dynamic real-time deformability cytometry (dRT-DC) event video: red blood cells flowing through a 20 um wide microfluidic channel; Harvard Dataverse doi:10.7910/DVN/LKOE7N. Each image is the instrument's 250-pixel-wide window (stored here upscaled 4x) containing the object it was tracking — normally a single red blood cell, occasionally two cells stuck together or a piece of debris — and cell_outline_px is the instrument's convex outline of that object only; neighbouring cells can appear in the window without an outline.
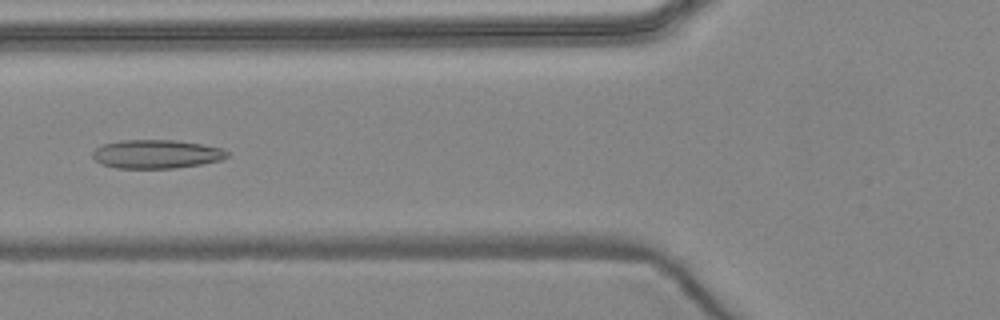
{"species": "common noctule bat (a hibernating species)", "species_latin": "Nyctalus noctula", "temperature_condition": "warm", "stored_images_in_passage": 6, "camera_frame_rate_fps": 3000, "um_per_image_px": 0.085, "animal": {"sex": "female", "body_mass_g": 24.6, "forearm_length_mm": 56.2}, "frame": {"image": 1, "passage_image": 6, "time_ms": 6.0, "image_size_px": [1000, 320], "cell_outline_px": [[228, 156], [220, 160], [200, 164], [176, 168], [116, 168], [100, 164], [92, 156], [92, 152], [96, 148], [104, 144], [120, 140], [176, 140], [200, 144], [220, 148], [228, 152]], "centroid_in_image_um": [13.26, 13.1], "position_along_channel_um": 112.5, "area_um2": 22.37}}